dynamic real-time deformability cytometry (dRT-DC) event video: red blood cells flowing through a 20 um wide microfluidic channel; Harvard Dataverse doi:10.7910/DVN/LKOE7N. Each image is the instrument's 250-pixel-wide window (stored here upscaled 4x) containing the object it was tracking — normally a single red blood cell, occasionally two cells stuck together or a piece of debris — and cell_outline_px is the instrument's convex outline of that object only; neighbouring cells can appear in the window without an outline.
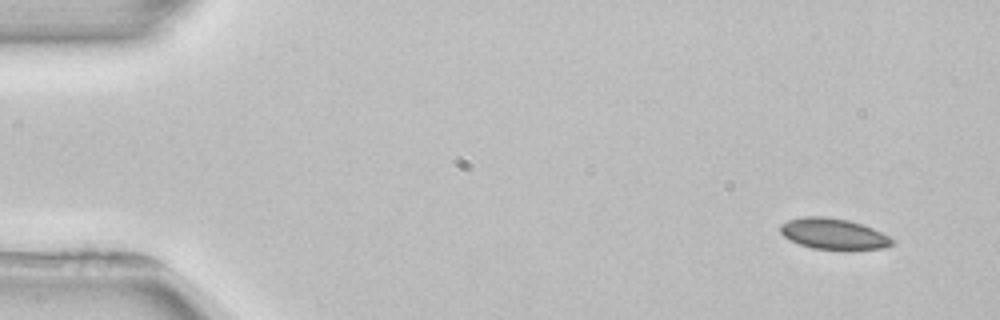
{"species": "common noctule bat (a hibernating species)", "species_latin": "Nyctalus noctula", "temperature_condition": "room temperature", "stored_images_in_passage": 3, "camera_frame_rate_fps": 3000, "um_per_image_px": 0.085, "animal": {"sex": "female", "body_mass_g": 22.7, "forearm_length_mm": 54.2}, "frame": {"image": 1, "passage_image": 1, "time_ms": 0.0, "image_size_px": [1000, 320], "cell_outline_px": [[896, 240], [892, 244], [884, 248], [812, 248], [800, 244], [784, 236], [780, 232], [780, 224], [788, 220], [804, 216], [824, 216], [848, 220], [872, 228]], "centroid_in_image_um": [70.81, 19.85], "position_along_channel_um": 14.2, "area_um2": 19.59}}
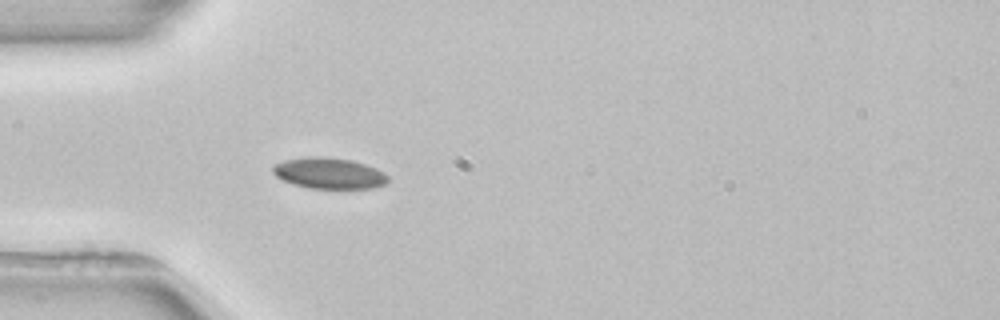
{"frame": {"image": 2, "passage_image": 3, "time_ms": 4.0, "image_size_px": [1000, 320], "cell_outline_px": [[392, 180], [388, 184], [372, 188], [308, 188], [292, 184], [276, 176], [272, 172], [272, 164], [284, 160], [312, 156], [320, 156], [352, 160], [376, 168], [384, 172]], "centroid_in_image_um": [27.99, 14.73], "position_along_channel_um": 57.0, "area_um2": 21.04}}